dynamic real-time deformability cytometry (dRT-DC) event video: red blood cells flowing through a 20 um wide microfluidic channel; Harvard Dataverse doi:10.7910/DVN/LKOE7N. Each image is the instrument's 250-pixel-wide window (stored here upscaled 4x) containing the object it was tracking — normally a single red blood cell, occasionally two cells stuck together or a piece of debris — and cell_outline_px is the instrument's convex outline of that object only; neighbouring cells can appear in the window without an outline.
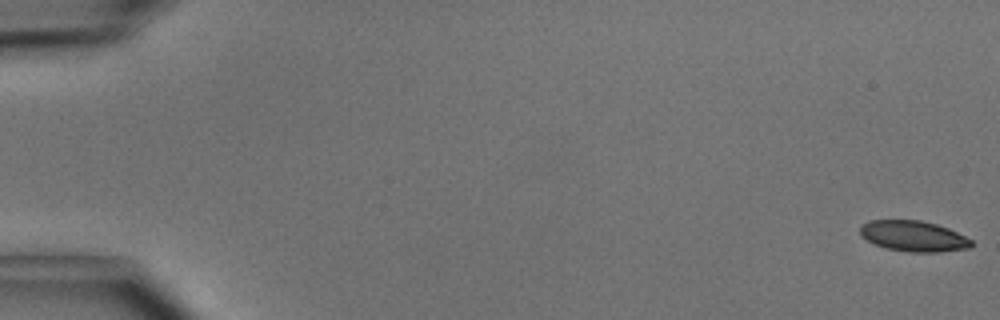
{"species": "common noctule bat (a hibernating species)", "species_latin": "Nyctalus noctula", "temperature_condition": "cold", "stored_images_in_passage": 50, "camera_frame_rate_fps": 3000, "um_per_image_px": 0.085, "animal": {"sex": "male", "body_mass_g": 15.6}, "frame": {"image": 1, "passage_image": 1, "time_ms": 0.0, "image_size_px": [1000, 320], "cell_outline_px": [[972, 244], [968, 248], [940, 252], [908, 252], [884, 248], [860, 236], [860, 224], [868, 220], [920, 220], [936, 224], [948, 228], [972, 240]], "centroid_in_image_um": [77.6, 20.07], "position_along_channel_um": 7.4, "area_um2": 19.94}}
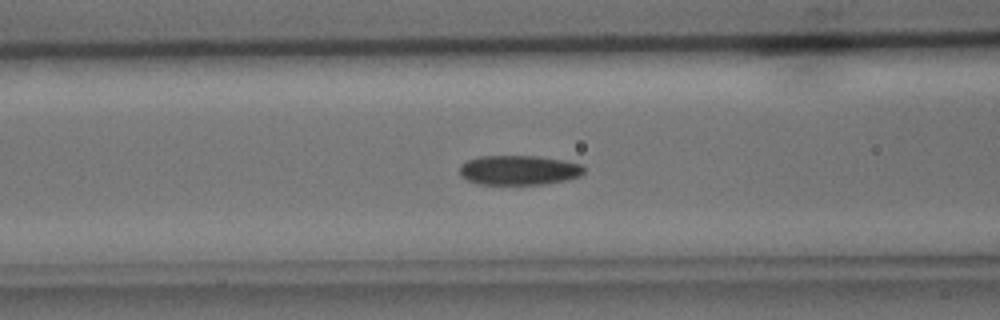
{"frame": {"image": 2, "passage_image": 21, "time_ms": 6.667, "image_size_px": [1000, 320], "cell_outline_px": [[584, 172], [580, 176], [568, 180], [544, 184], [480, 184], [468, 180], [460, 176], [460, 164], [468, 160], [480, 156], [540, 156], [564, 160], [584, 164]], "centroid_in_image_um": [44.14, 14.45], "position_along_channel_um": 122.5, "area_um2": 21.68}}
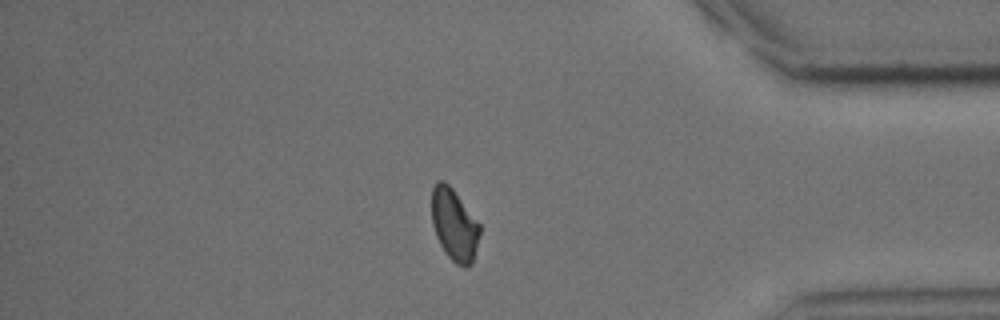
{"frame": {"image": 3, "passage_image": 43, "time_ms": 14.0, "image_size_px": [1000, 320], "cell_outline_px": [[480, 232], [472, 264], [468, 268], [464, 268], [456, 264], [448, 256], [440, 244], [436, 236], [432, 224], [432, 188], [436, 180], [444, 180], [452, 188], [480, 224]], "centroid_in_image_um": [38.6, 19.11], "position_along_channel_um": 396.6, "area_um2": 20.17}, "authors_computed_cell_mechanics": {"area_um2": 21.097, "velocity_mm_per_s": 4.082, "shape_relaxation_time_tau1_ms": 3.2348, "shape_relaxation_time_tau2_ms": 6.7373, "deformation_change_tau1": 0.0928, "deformation_change_tau2": 0.1122}}